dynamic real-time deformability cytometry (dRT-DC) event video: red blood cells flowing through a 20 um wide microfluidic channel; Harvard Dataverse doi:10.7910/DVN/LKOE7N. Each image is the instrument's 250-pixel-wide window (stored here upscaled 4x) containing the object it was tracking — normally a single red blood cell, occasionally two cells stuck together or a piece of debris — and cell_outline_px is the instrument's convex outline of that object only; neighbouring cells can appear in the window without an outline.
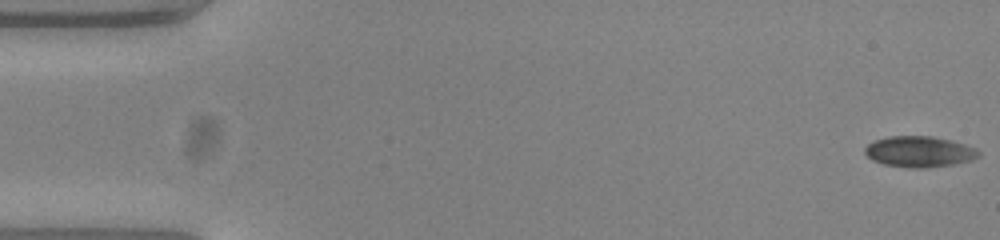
{"species": "common noctule bat (a hibernating species)", "species_latin": "Nyctalus noctula", "temperature_condition": "warm", "stored_images_in_passage": 10, "camera_frame_rate_fps": 3000, "um_per_image_px": 0.085, "animal": {"sex": "female", "body_mass_g": 23.0, "forearm_length_mm": 53.4}, "frame": {"image": 1, "passage_image": 1, "time_ms": 0.0, "image_size_px": [1000, 240], "cell_outline_px": [[980, 156], [972, 160], [952, 164], [924, 168], [908, 168], [884, 164], [872, 160], [864, 152], [864, 148], [868, 144], [876, 140], [888, 136], [932, 136], [952, 140], [976, 148], [980, 152]], "centroid_in_image_um": [78.15, 12.89], "position_along_channel_um": 6.9, "area_um2": 20.52}}